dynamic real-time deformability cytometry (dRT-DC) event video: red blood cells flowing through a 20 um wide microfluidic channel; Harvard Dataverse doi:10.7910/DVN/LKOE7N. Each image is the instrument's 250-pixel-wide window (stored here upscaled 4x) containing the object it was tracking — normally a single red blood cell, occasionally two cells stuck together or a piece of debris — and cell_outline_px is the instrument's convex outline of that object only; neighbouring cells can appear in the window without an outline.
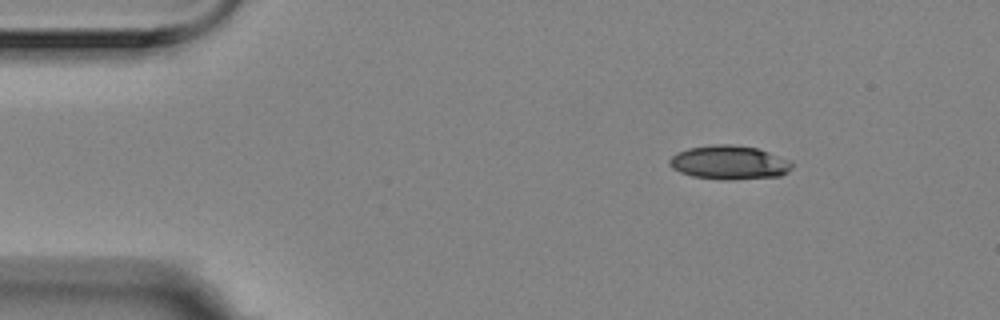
{"species": "Egyptian fruit bat (a non-hibernating species)", "species_latin": "Rousettus aegyptiacus", "temperature_condition": "room temperature", "stored_images_in_passage": 8, "camera_frame_rate_fps": 3000, "um_per_image_px": 0.085, "animal": {"sex": "female"}, "frame": {"image": 1, "passage_image": 1, "time_ms": 0.0, "image_size_px": [1000, 320], "cell_outline_px": [[792, 168], [788, 172], [780, 176], [724, 180], [692, 176], [680, 172], [672, 168], [668, 164], [668, 160], [676, 152], [688, 148], [712, 144], [732, 144], [756, 148], [792, 160]], "centroid_in_image_um": [61.97, 13.8], "position_along_channel_um": 23.0, "area_um2": 24.33}}
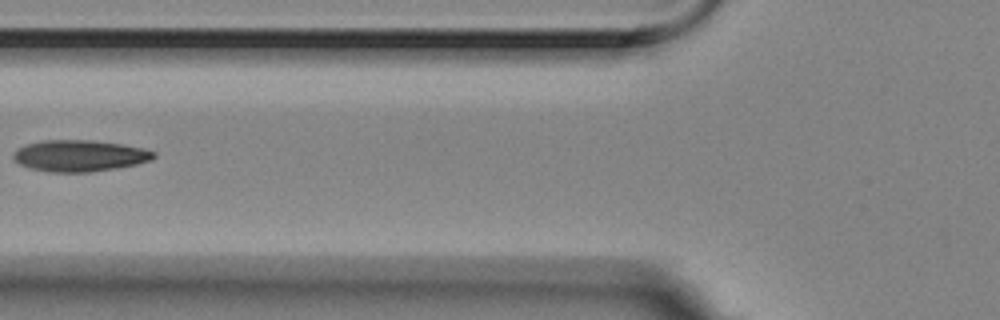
{"frame": {"image": 2, "passage_image": 5, "time_ms": 1.333, "image_size_px": [1000, 320], "cell_outline_px": [[156, 156], [152, 160], [136, 164], [88, 172], [48, 172], [28, 168], [12, 160], [12, 152], [16, 148], [28, 144], [44, 140], [92, 140], [120, 144], [144, 148], [156, 152]], "centroid_in_image_um": [6.72, 13.23], "position_along_channel_um": 119.1, "area_um2": 25.78}}
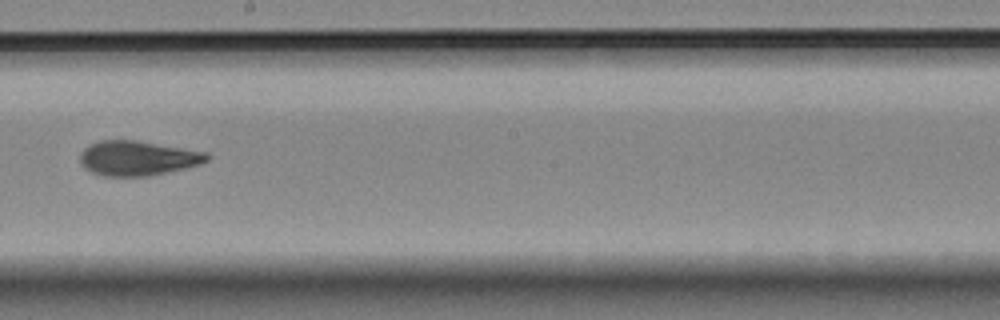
{"frame": {"image": 3, "passage_image": 8, "time_ms": 2.333, "image_size_px": [1000, 320], "cell_outline_px": [[212, 156], [208, 160], [200, 164], [184, 168], [148, 176], [104, 176], [92, 172], [84, 168], [80, 164], [80, 152], [88, 144], [100, 140], [136, 140], [208, 152]], "centroid_in_image_um": [11.69, 13.43], "position_along_channel_um": 236.5, "area_um2": 25.84}}